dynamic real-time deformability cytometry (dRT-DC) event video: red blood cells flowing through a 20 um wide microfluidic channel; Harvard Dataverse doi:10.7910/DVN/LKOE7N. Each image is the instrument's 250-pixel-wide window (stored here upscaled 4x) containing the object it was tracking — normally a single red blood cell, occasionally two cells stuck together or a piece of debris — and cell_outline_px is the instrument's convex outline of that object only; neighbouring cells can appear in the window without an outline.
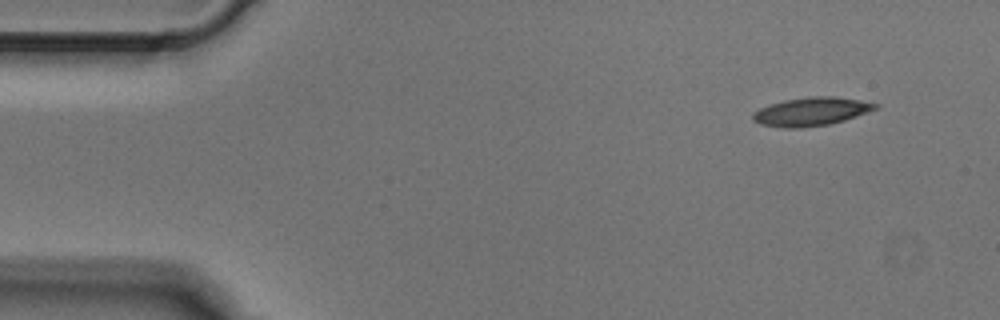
{"species": "Egyptian fruit bat (a non-hibernating species)", "species_latin": "Rousettus aegyptiacus", "temperature_condition": "cold", "stored_images_in_passage": 5, "camera_frame_rate_fps": 3000, "um_per_image_px": 0.085, "animal": {"sex": "male"}, "frame": {"image": 1, "passage_image": 1, "time_ms": 0.0, "image_size_px": [1000, 320], "cell_outline_px": [[880, 104], [876, 108], [868, 112], [844, 120], [828, 124], [800, 128], [784, 128], [760, 124], [752, 120], [752, 112], [760, 108], [784, 100], [812, 96], [836, 96], [860, 100]], "centroid_in_image_um": [68.94, 9.48], "position_along_channel_um": 16.1, "area_um2": 20.23}}
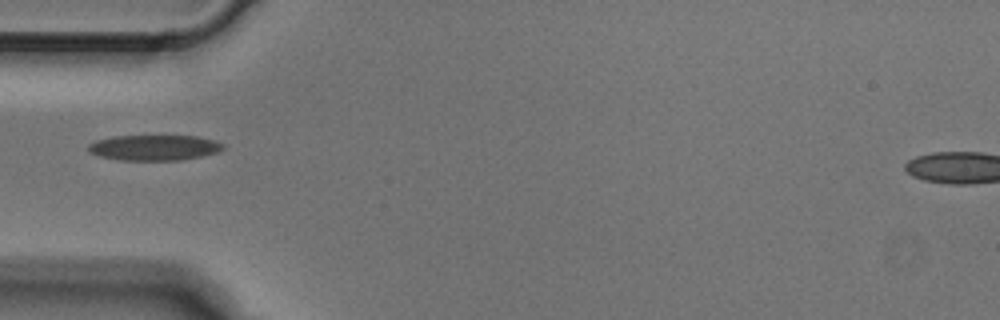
{"frame": {"image": 2, "passage_image": 4, "time_ms": 1.0, "image_size_px": [1000, 320], "cell_outline_px": [[224, 148], [216, 152], [200, 156], [180, 160], [120, 160], [100, 156], [88, 152], [88, 144], [96, 140], [112, 136], [196, 136], [212, 140], [224, 144]], "centroid_in_image_um": [13.06, 12.54], "position_along_channel_um": 71.9, "area_um2": 19.88}}
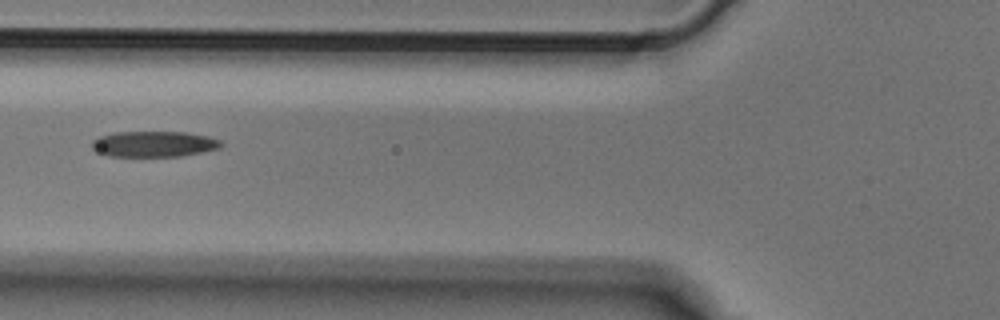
{"frame": {"image": 3, "passage_image": 5, "time_ms": 1.333, "image_size_px": [1000, 320], "cell_outline_px": [[224, 144], [220, 148], [180, 156], [108, 156], [96, 152], [92, 148], [92, 140], [100, 136], [116, 132], [184, 132], [208, 136], [220, 140]], "centroid_in_image_um": [13.07, 12.24], "position_along_channel_um": 112.7, "area_um2": 19.36}}